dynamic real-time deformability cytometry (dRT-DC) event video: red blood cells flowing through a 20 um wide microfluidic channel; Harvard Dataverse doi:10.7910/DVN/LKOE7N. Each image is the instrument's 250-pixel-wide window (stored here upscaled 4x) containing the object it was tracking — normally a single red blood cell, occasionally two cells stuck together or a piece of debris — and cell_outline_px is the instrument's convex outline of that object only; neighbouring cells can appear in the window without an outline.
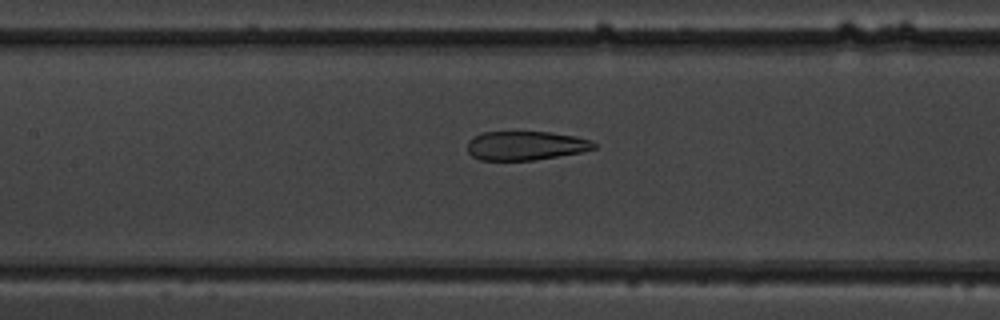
{"species": "common noctule bat (a hibernating species)", "species_latin": "Nyctalus noctula", "temperature_condition": "warm", "stored_images_in_passage": 53, "camera_frame_rate_fps": 3000, "um_per_image_px": 0.085, "animal": {"sex": "male", "body_mass_g": 19.5, "forearm_length_mm": 54.6}, "frame": {"image": 1, "passage_image": 25, "time_ms": 8.0, "image_size_px": [1000, 320], "cell_outline_px": [[596, 148], [580, 152], [532, 160], [480, 160], [472, 156], [468, 152], [468, 140], [484, 132], [552, 132], [576, 136], [592, 140], [596, 144]], "centroid_in_image_um": [44.69, 12.37], "position_along_channel_um": 162.7, "area_um2": 21.27}}
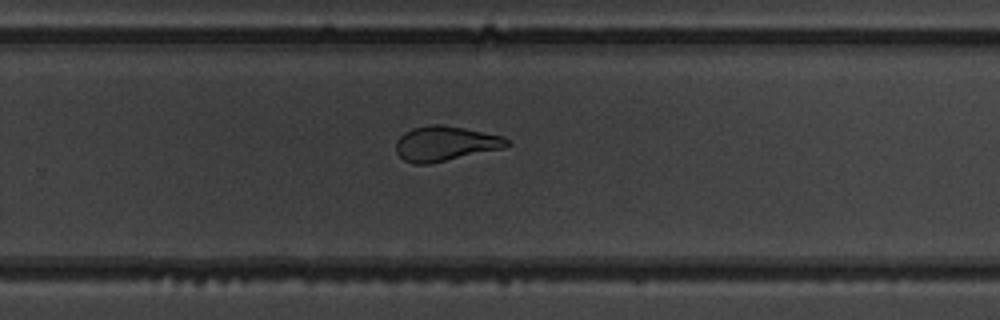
{"frame": {"image": 2, "passage_image": 35, "time_ms": 11.333, "image_size_px": [1000, 320], "cell_outline_px": [[512, 144], [504, 148], [428, 164], [416, 164], [404, 160], [396, 152], [396, 140], [404, 132], [412, 128], [432, 124], [444, 124], [504, 136]], "centroid_in_image_um": [37.85, 12.19], "position_along_channel_um": 291.9, "area_um2": 22.6}}
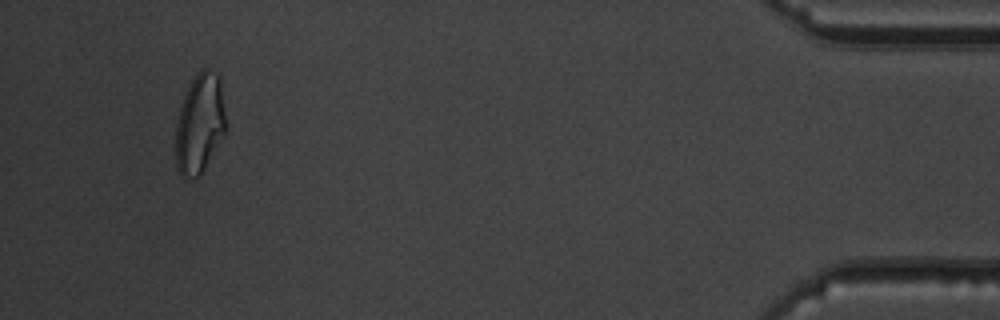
{"frame": {"image": 3, "passage_image": 50, "time_ms": 16.333, "image_size_px": [1000, 320], "cell_outline_px": [[228, 128], [200, 176], [180, 176], [176, 168], [176, 120], [180, 104], [192, 80], [200, 68], [208, 68], [216, 72], [220, 76]], "centroid_in_image_um": [17.0, 10.47], "position_along_channel_um": 418.2, "area_um2": 29.65}, "authors_computed_cell_mechanics": {"area_um2": 26.8192, "velocity_mm_per_s": 3.9001, "shape_relaxation_time_tau1_ms": 7.2877, "shape_relaxation_time_tau2_ms": 1.5395, "deformation_change_tau1": 0.2263, "deformation_change_tau2": 0.087}}